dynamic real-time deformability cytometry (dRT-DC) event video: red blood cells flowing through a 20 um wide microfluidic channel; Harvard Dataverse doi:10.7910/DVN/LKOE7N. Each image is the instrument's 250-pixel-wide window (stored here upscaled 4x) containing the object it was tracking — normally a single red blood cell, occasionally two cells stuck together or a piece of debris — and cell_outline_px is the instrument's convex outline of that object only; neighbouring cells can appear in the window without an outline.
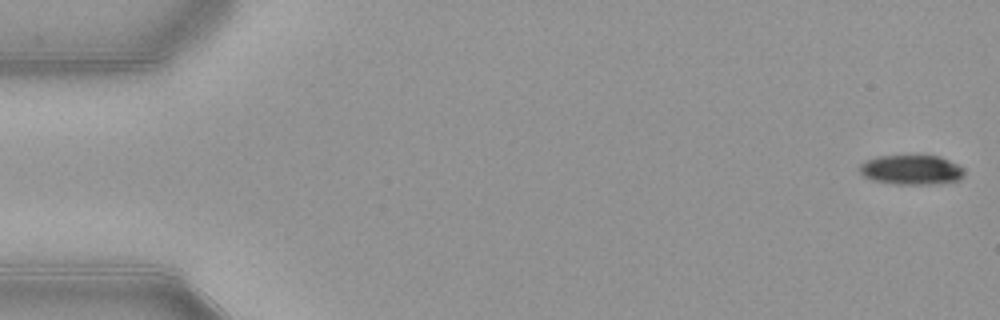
{"species": "common noctule bat (a hibernating species)", "species_latin": "Nyctalus noctula", "temperature_condition": "warm", "stored_images_in_passage": 53, "camera_frame_rate_fps": 3000, "um_per_image_px": 0.085, "animal": {"sex": "female", "body_mass_g": 21.9}, "frame": {"image": 1, "passage_image": 1, "time_ms": 0.0, "image_size_px": [1000, 320], "cell_outline_px": [[964, 176], [960, 180], [936, 184], [892, 184], [872, 180], [864, 176], [860, 172], [860, 164], [876, 156], [940, 156], [964, 168]], "centroid_in_image_um": [77.49, 14.45], "position_along_channel_um": 7.5, "area_um2": 18.09}}
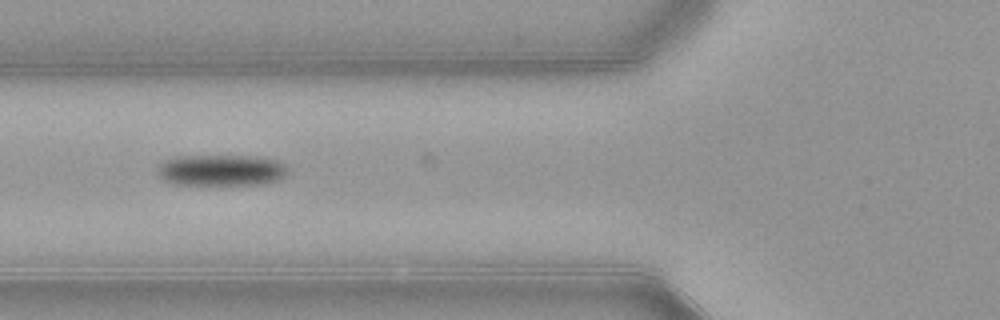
{"frame": {"image": 2, "passage_image": 20, "time_ms": 6.333, "image_size_px": [1000, 320], "cell_outline_px": [[288, 172], [280, 180], [264, 184], [172, 184], [164, 180], [156, 172], [156, 164], [176, 156], [256, 156], [280, 160], [288, 168]], "centroid_in_image_um": [18.81, 14.46], "position_along_channel_um": 107.0, "area_um2": 24.04}}
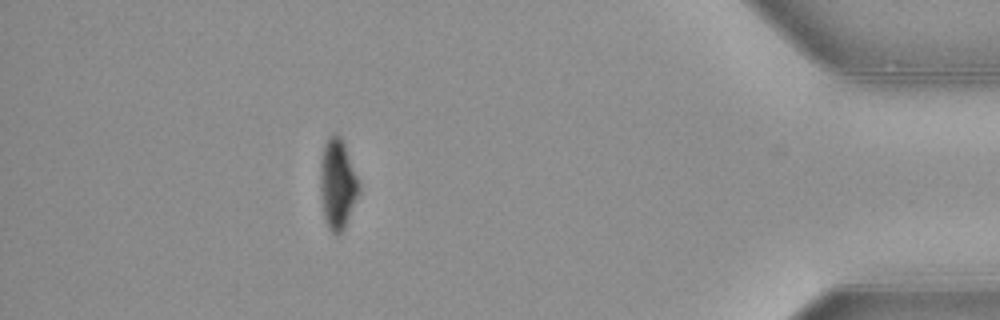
{"frame": {"image": 3, "passage_image": 47, "time_ms": 15.333, "image_size_px": [1000, 320], "cell_outline_px": [[360, 192], [344, 228], [340, 232], [332, 232], [328, 228], [324, 216], [320, 188], [320, 160], [324, 144], [328, 136], [332, 132], [336, 132], [340, 136], [344, 144], [360, 180]], "centroid_in_image_um": [28.7, 15.57], "position_along_channel_um": 406.5, "area_um2": 20.46}, "authors_computed_cell_mechanics": {"area_um2": 22.3108, "velocity_mm_per_s": 3.9157, "shape_relaxation_time_tau1_ms": 4.2718, "shape_relaxation_time_tau2_ms": null, "deformation_change_tau1": 0.1596, "deformation_change_tau2": null}}